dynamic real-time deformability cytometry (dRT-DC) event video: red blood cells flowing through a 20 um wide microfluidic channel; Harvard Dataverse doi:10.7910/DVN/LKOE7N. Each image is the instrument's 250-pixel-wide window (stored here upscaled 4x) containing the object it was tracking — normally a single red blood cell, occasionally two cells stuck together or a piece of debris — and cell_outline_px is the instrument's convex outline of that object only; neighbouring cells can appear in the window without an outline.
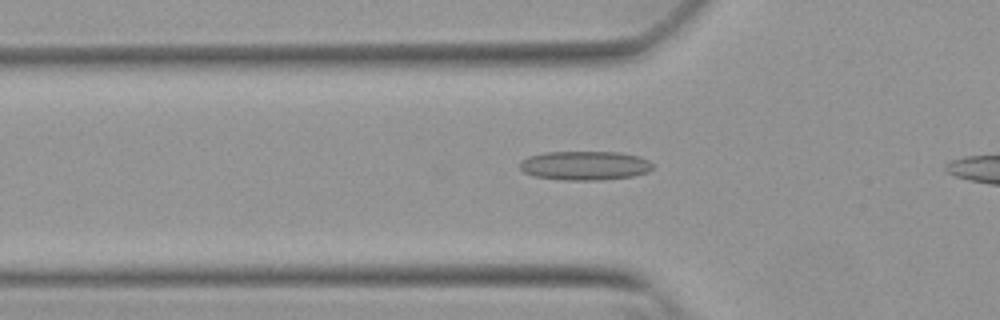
{"species": "Egyptian fruit bat (a non-hibernating species)", "species_latin": "Rousettus aegyptiacus", "temperature_condition": "warm", "stored_images_in_passage": 36, "camera_frame_rate_fps": 3000, "um_per_image_px": 0.085, "animal": {"sex": "female"}, "frame": {"image": 1, "passage_image": 10, "time_ms": 3.0, "image_size_px": [1000, 320], "cell_outline_px": [[652, 168], [648, 172], [632, 176], [600, 180], [564, 180], [536, 176], [524, 172], [520, 168], [520, 160], [528, 156], [544, 152], [620, 152], [640, 156], [648, 160], [652, 164]], "centroid_in_image_um": [49.71, 14.06], "position_along_channel_um": 76.1, "area_um2": 22.54}}
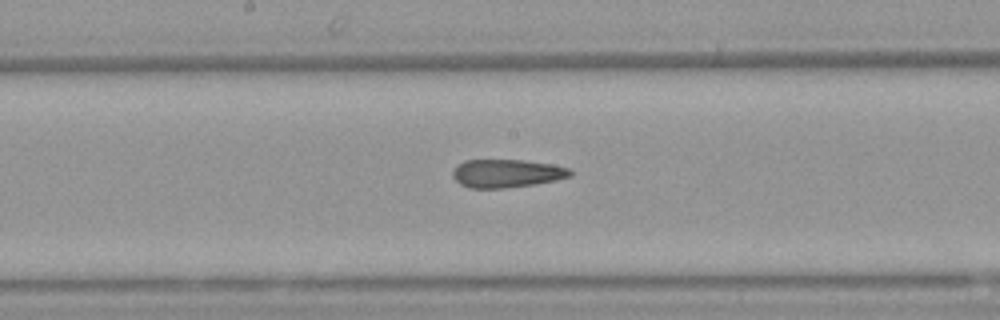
{"frame": {"image": 2, "passage_image": 20, "time_ms": 6.333, "image_size_px": [1000, 320], "cell_outline_px": [[572, 176], [556, 180], [532, 184], [504, 188], [468, 188], [460, 184], [452, 176], [452, 172], [464, 160], [524, 160], [552, 164], [568, 168], [572, 172]], "centroid_in_image_um": [43.07, 14.74], "position_along_channel_um": 205.1, "area_um2": 19.19}}
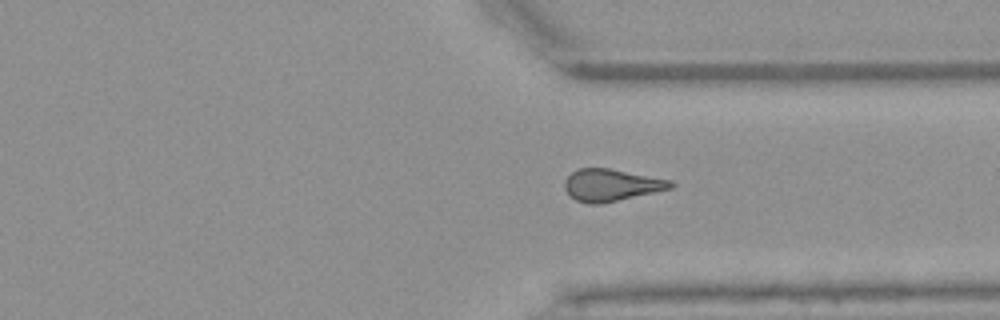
{"frame": {"image": 3, "passage_image": 32, "time_ms": 10.333, "image_size_px": [1000, 320], "cell_outline_px": [[676, 184], [672, 188], [600, 204], [588, 204], [576, 200], [568, 196], [564, 188], [564, 180], [572, 172], [580, 168], [608, 168], [672, 180]], "centroid_in_image_um": [51.93, 15.73], "position_along_channel_um": 359.5, "area_um2": 19.83}}